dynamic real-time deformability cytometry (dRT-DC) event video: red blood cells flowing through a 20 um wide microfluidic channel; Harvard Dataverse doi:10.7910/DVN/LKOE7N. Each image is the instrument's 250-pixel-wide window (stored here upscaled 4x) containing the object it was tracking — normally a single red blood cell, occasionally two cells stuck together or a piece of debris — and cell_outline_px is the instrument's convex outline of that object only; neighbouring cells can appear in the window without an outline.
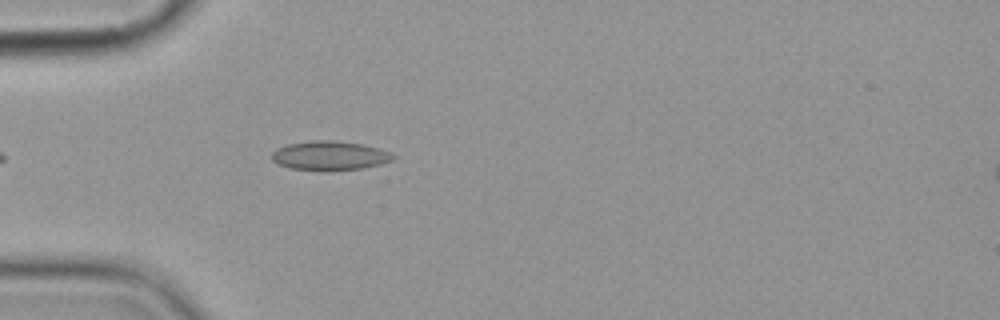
{"species": "common noctule bat (a hibernating species)", "species_latin": "Nyctalus noctula", "temperature_condition": "cold", "stored_images_in_passage": 4, "camera_frame_rate_fps": 3000, "um_per_image_px": 0.085, "animal": {"sex": "female", "body_mass_g": 19.9}, "frame": {"image": 1, "passage_image": 4, "time_ms": 4.333, "image_size_px": [1000, 320], "cell_outline_px": [[396, 156], [392, 160], [380, 164], [364, 168], [328, 172], [292, 168], [276, 164], [272, 160], [272, 152], [276, 148], [288, 144], [312, 140], [336, 140], [364, 144], [392, 152]], "centroid_in_image_um": [28.04, 13.24], "position_along_channel_um": 57.0, "area_um2": 21.1}}